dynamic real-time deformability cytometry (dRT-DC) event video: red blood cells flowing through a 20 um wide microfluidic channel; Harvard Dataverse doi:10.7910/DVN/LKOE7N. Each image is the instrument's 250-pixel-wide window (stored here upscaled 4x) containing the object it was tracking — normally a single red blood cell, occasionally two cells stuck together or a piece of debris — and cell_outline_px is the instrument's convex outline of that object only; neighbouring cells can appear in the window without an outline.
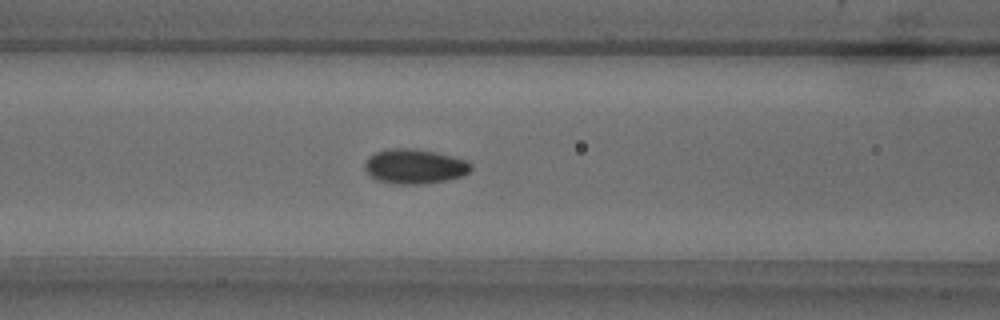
{"species": "common noctule bat (a hibernating species)", "species_latin": "Nyctalus noctula", "temperature_condition": "warm", "stored_images_in_passage": 52, "camera_frame_rate_fps": 3000, "um_per_image_px": 0.085, "animal": {"sex": "male", "body_mass_g": 18.8}, "frame": {"image": 1, "passage_image": 21, "time_ms": 6.667, "image_size_px": [1000, 320], "cell_outline_px": [[472, 168], [464, 176], [448, 180], [424, 184], [396, 184], [376, 180], [364, 168], [364, 160], [368, 156], [376, 152], [392, 148], [412, 148], [452, 156], [468, 160], [472, 164]], "centroid_in_image_um": [35.25, 14.15], "position_along_channel_um": 131.4, "area_um2": 21.62}}
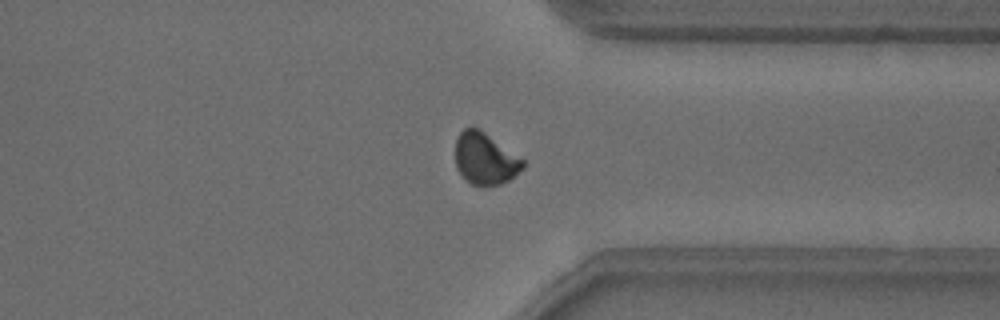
{"frame": {"image": 2, "passage_image": 40, "time_ms": 13.0, "image_size_px": [1000, 320], "cell_outline_px": [[524, 168], [508, 180], [500, 184], [472, 184], [456, 168], [456, 140], [460, 132], [464, 128], [480, 128], [524, 160]], "centroid_in_image_um": [41.24, 13.45], "position_along_channel_um": 370.2, "area_um2": 19.94}}
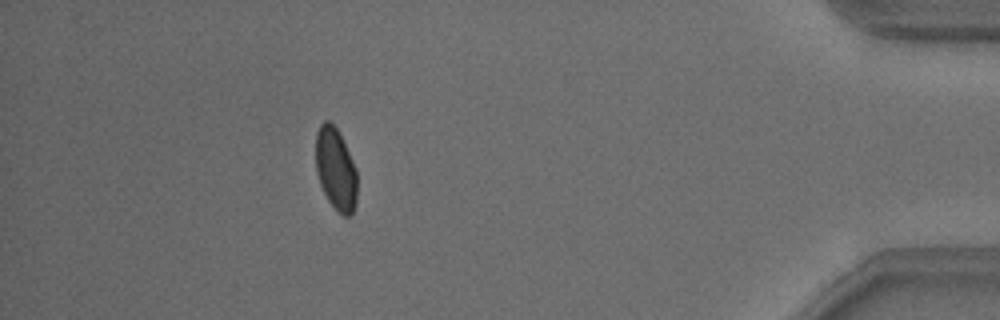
{"frame": {"image": 3, "passage_image": 47, "time_ms": 15.333, "image_size_px": [1000, 320], "cell_outline_px": [[356, 204], [352, 212], [348, 216], [344, 216], [328, 200], [320, 184], [316, 172], [316, 132], [320, 124], [324, 120], [328, 120], [336, 128], [356, 168]], "centroid_in_image_um": [28.52, 14.36], "position_along_channel_um": 406.7, "area_um2": 19.48}, "authors_computed_cell_mechanics": {"area_um2": 20.4323, "velocity_mm_per_s": 3.817, "shape_relaxation_time_tau1_ms": 3.7375, "shape_relaxation_time_tau2_ms": 2.4323, "deformation_change_tau1": 0.0857, "deformation_change_tau2": 0.0403}}